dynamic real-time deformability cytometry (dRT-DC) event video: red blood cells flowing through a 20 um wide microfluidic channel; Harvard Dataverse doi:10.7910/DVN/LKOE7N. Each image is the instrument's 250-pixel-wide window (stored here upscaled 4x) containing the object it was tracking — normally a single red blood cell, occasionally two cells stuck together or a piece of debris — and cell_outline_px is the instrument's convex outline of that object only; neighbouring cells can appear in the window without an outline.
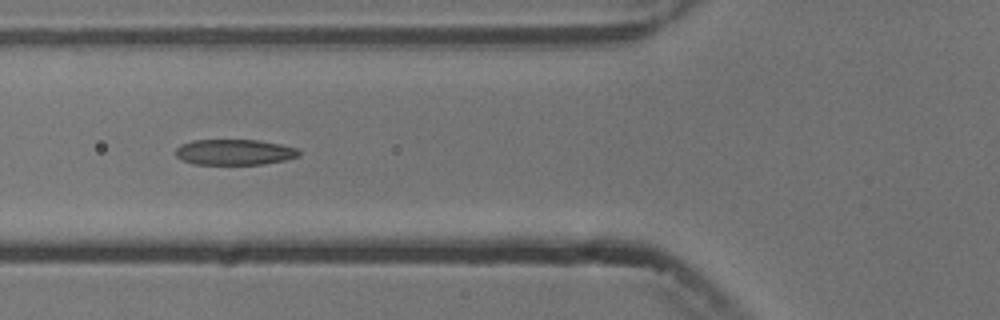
{"species": "common noctule bat (a hibernating species)", "species_latin": "Nyctalus noctula", "temperature_condition": "cold", "stored_images_in_passage": 9, "camera_frame_rate_fps": 3000, "um_per_image_px": 0.085, "animal": {"sex": "male", "body_mass_g": 13.3}, "frame": {"image": 1, "passage_image": 6, "time_ms": 5.667, "image_size_px": [1000, 320], "cell_outline_px": [[300, 156], [284, 160], [264, 164], [192, 164], [180, 160], [176, 156], [176, 148], [180, 144], [192, 140], [260, 140], [280, 144], [296, 148], [300, 152]], "centroid_in_image_um": [19.9, 12.93], "position_along_channel_um": 105.9, "area_um2": 18.55}}
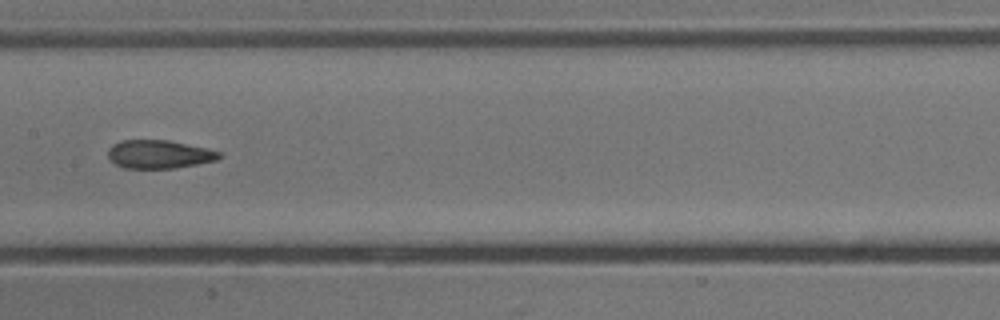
{"frame": {"image": 2, "passage_image": 8, "time_ms": 8.0, "image_size_px": [1000, 320], "cell_outline_px": [[220, 156], [216, 160], [176, 168], [124, 168], [116, 164], [108, 156], [108, 148], [112, 144], [120, 140], [168, 140], [208, 148], [220, 152]], "centroid_in_image_um": [13.5, 13.1], "position_along_channel_um": 193.9, "area_um2": 18.32}}
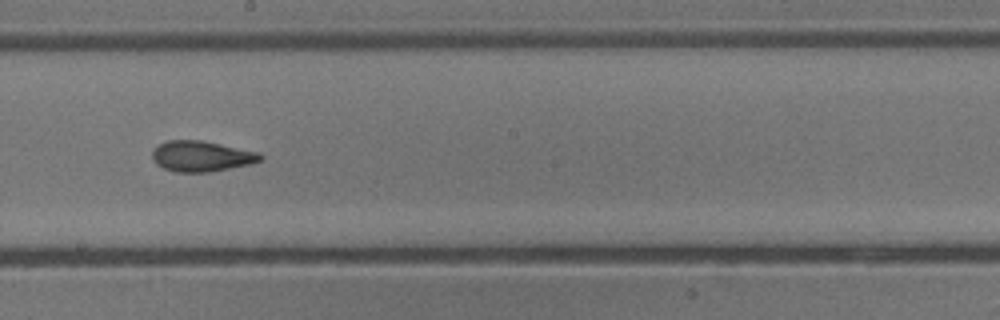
{"frame": {"image": 3, "passage_image": 9, "time_ms": 9.0, "image_size_px": [1000, 320], "cell_outline_px": [[264, 156], [260, 160], [252, 164], [208, 172], [176, 172], [164, 168], [156, 164], [152, 160], [152, 148], [156, 144], [168, 140], [200, 140], [260, 152]], "centroid_in_image_um": [17.09, 13.27], "position_along_channel_um": 231.1, "area_um2": 19.48}}